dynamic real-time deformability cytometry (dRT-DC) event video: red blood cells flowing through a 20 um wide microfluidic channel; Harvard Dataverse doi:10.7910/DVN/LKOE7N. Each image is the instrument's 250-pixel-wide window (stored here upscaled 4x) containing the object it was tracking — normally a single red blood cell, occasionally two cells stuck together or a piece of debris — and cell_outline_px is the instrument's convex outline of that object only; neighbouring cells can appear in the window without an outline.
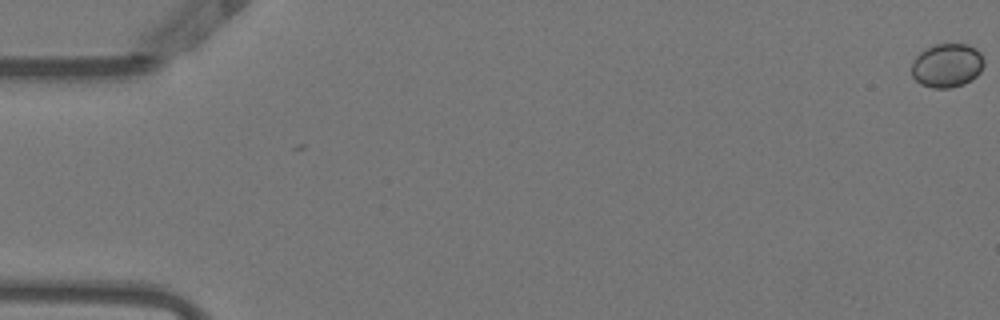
{"species": "Egyptian fruit bat (a non-hibernating species)", "species_latin": "Rousettus aegyptiacus", "temperature_condition": "warm", "stored_images_in_passage": 14, "camera_frame_rate_fps": 3000, "um_per_image_px": 0.085, "animal": {"sex": "female"}, "frame": {"image": 1, "passage_image": 1, "time_ms": 0.0, "image_size_px": [1000, 320], "cell_outline_px": [[984, 64], [980, 72], [972, 80], [964, 84], [948, 88], [932, 88], [920, 84], [912, 76], [912, 60], [924, 48], [936, 44], [968, 44], [976, 48], [980, 52], [984, 60]], "centroid_in_image_um": [80.49, 5.56], "position_along_channel_um": 4.5, "area_um2": 18.73}}